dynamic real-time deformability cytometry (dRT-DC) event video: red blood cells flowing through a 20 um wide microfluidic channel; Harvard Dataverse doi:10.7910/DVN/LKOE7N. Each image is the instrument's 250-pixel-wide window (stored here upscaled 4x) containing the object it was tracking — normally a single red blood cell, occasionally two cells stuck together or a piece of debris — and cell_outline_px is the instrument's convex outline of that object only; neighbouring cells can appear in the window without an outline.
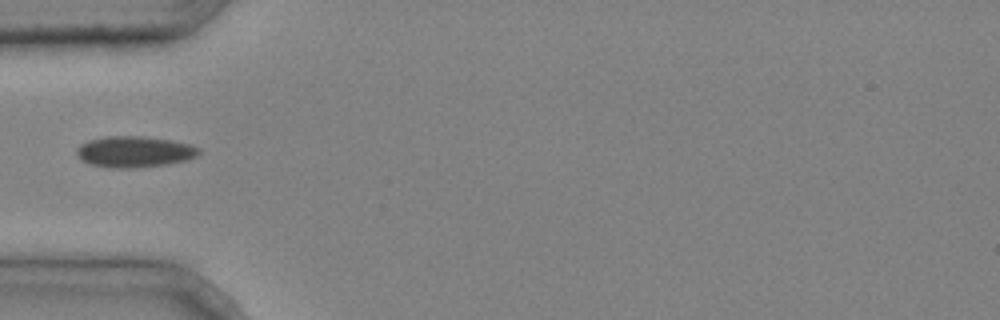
{"species": "common noctule bat (a hibernating species)", "species_latin": "Nyctalus noctula", "temperature_condition": "cold", "stored_images_in_passage": 4, "camera_frame_rate_fps": 3000, "um_per_image_px": 0.085, "animal": {"sex": "male", "body_mass_g": 20.4}, "frame": {"image": 1, "passage_image": 4, "time_ms": 1.0, "image_size_px": [1000, 320], "cell_outline_px": [[200, 152], [196, 156], [188, 160], [168, 164], [136, 168], [108, 168], [88, 164], [76, 152], [76, 148], [80, 144], [88, 140], [104, 136], [140, 136], [172, 140], [192, 144], [200, 148]], "centroid_in_image_um": [11.45, 12.9], "position_along_channel_um": 73.6, "area_um2": 22.43}}